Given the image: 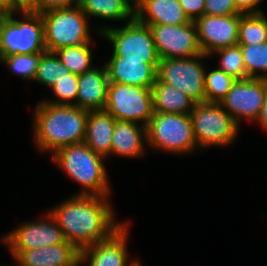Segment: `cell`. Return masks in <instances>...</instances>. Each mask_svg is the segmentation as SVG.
Instances as JSON below:
<instances>
[{"label":"cell","mask_w":267,"mask_h":266,"mask_svg":"<svg viewBox=\"0 0 267 266\" xmlns=\"http://www.w3.org/2000/svg\"><path fill=\"white\" fill-rule=\"evenodd\" d=\"M110 199V196L73 194L48 210L59 224L65 240L80 251L110 238L127 222L117 221Z\"/></svg>","instance_id":"cell-1"},{"label":"cell","mask_w":267,"mask_h":266,"mask_svg":"<svg viewBox=\"0 0 267 266\" xmlns=\"http://www.w3.org/2000/svg\"><path fill=\"white\" fill-rule=\"evenodd\" d=\"M32 113L31 133L39 152L53 155L62 147L84 142L88 110L41 100Z\"/></svg>","instance_id":"cell-2"},{"label":"cell","mask_w":267,"mask_h":266,"mask_svg":"<svg viewBox=\"0 0 267 266\" xmlns=\"http://www.w3.org/2000/svg\"><path fill=\"white\" fill-rule=\"evenodd\" d=\"M52 161L69 178L80 185L81 191L75 195L111 196L105 157L95 153L84 142L58 149Z\"/></svg>","instance_id":"cell-3"},{"label":"cell","mask_w":267,"mask_h":266,"mask_svg":"<svg viewBox=\"0 0 267 266\" xmlns=\"http://www.w3.org/2000/svg\"><path fill=\"white\" fill-rule=\"evenodd\" d=\"M146 128L148 149L179 156L198 151L190 114L154 112Z\"/></svg>","instance_id":"cell-4"},{"label":"cell","mask_w":267,"mask_h":266,"mask_svg":"<svg viewBox=\"0 0 267 266\" xmlns=\"http://www.w3.org/2000/svg\"><path fill=\"white\" fill-rule=\"evenodd\" d=\"M41 17L44 23L46 51L55 52L63 47L94 42V27H91L90 19L79 5L50 9L41 13Z\"/></svg>","instance_id":"cell-5"},{"label":"cell","mask_w":267,"mask_h":266,"mask_svg":"<svg viewBox=\"0 0 267 266\" xmlns=\"http://www.w3.org/2000/svg\"><path fill=\"white\" fill-rule=\"evenodd\" d=\"M94 31L103 40L112 44L110 57H123L126 60H142L151 64L156 70L160 63L153 34L148 25L138 22L136 19L123 26L108 27L103 24Z\"/></svg>","instance_id":"cell-6"},{"label":"cell","mask_w":267,"mask_h":266,"mask_svg":"<svg viewBox=\"0 0 267 266\" xmlns=\"http://www.w3.org/2000/svg\"><path fill=\"white\" fill-rule=\"evenodd\" d=\"M190 117L193 135L200 151L211 146L228 147L234 144L241 131L220 103H195Z\"/></svg>","instance_id":"cell-7"},{"label":"cell","mask_w":267,"mask_h":266,"mask_svg":"<svg viewBox=\"0 0 267 266\" xmlns=\"http://www.w3.org/2000/svg\"><path fill=\"white\" fill-rule=\"evenodd\" d=\"M17 14L18 18H16ZM45 51L44 23L41 13H12L10 19L0 29V57Z\"/></svg>","instance_id":"cell-8"},{"label":"cell","mask_w":267,"mask_h":266,"mask_svg":"<svg viewBox=\"0 0 267 266\" xmlns=\"http://www.w3.org/2000/svg\"><path fill=\"white\" fill-rule=\"evenodd\" d=\"M207 59L210 57L205 54L190 58L160 59L157 78L184 92L196 103L206 102L204 79L207 66L203 62Z\"/></svg>","instance_id":"cell-9"},{"label":"cell","mask_w":267,"mask_h":266,"mask_svg":"<svg viewBox=\"0 0 267 266\" xmlns=\"http://www.w3.org/2000/svg\"><path fill=\"white\" fill-rule=\"evenodd\" d=\"M104 110L116 120L147 126L154 114L151 87L109 82Z\"/></svg>","instance_id":"cell-10"},{"label":"cell","mask_w":267,"mask_h":266,"mask_svg":"<svg viewBox=\"0 0 267 266\" xmlns=\"http://www.w3.org/2000/svg\"><path fill=\"white\" fill-rule=\"evenodd\" d=\"M44 213L43 217L22 222L0 236V241L9 248V254L13 259L21 251L53 246L66 241L55 218L49 211Z\"/></svg>","instance_id":"cell-11"},{"label":"cell","mask_w":267,"mask_h":266,"mask_svg":"<svg viewBox=\"0 0 267 266\" xmlns=\"http://www.w3.org/2000/svg\"><path fill=\"white\" fill-rule=\"evenodd\" d=\"M265 96V78L238 79L219 102L241 128V122L255 123L261 112Z\"/></svg>","instance_id":"cell-12"},{"label":"cell","mask_w":267,"mask_h":266,"mask_svg":"<svg viewBox=\"0 0 267 266\" xmlns=\"http://www.w3.org/2000/svg\"><path fill=\"white\" fill-rule=\"evenodd\" d=\"M160 59L202 55L194 21L181 25H148Z\"/></svg>","instance_id":"cell-13"},{"label":"cell","mask_w":267,"mask_h":266,"mask_svg":"<svg viewBox=\"0 0 267 266\" xmlns=\"http://www.w3.org/2000/svg\"><path fill=\"white\" fill-rule=\"evenodd\" d=\"M131 219L118 229L110 238L97 242L79 253V266H143L137 258L129 260L128 244Z\"/></svg>","instance_id":"cell-14"},{"label":"cell","mask_w":267,"mask_h":266,"mask_svg":"<svg viewBox=\"0 0 267 266\" xmlns=\"http://www.w3.org/2000/svg\"><path fill=\"white\" fill-rule=\"evenodd\" d=\"M244 14L202 15L195 21L200 48L205 55L238 45L240 18Z\"/></svg>","instance_id":"cell-15"},{"label":"cell","mask_w":267,"mask_h":266,"mask_svg":"<svg viewBox=\"0 0 267 266\" xmlns=\"http://www.w3.org/2000/svg\"><path fill=\"white\" fill-rule=\"evenodd\" d=\"M147 146L146 126L133 121H115L110 156L141 158L147 153Z\"/></svg>","instance_id":"cell-16"},{"label":"cell","mask_w":267,"mask_h":266,"mask_svg":"<svg viewBox=\"0 0 267 266\" xmlns=\"http://www.w3.org/2000/svg\"><path fill=\"white\" fill-rule=\"evenodd\" d=\"M79 253L74 245L65 241L21 251L13 261L16 266H79Z\"/></svg>","instance_id":"cell-17"},{"label":"cell","mask_w":267,"mask_h":266,"mask_svg":"<svg viewBox=\"0 0 267 266\" xmlns=\"http://www.w3.org/2000/svg\"><path fill=\"white\" fill-rule=\"evenodd\" d=\"M109 84L107 69L96 65L87 72L78 75L76 106L88 111L103 110L107 102Z\"/></svg>","instance_id":"cell-18"},{"label":"cell","mask_w":267,"mask_h":266,"mask_svg":"<svg viewBox=\"0 0 267 266\" xmlns=\"http://www.w3.org/2000/svg\"><path fill=\"white\" fill-rule=\"evenodd\" d=\"M109 82L140 87H152L157 79V70L142 60H126L123 57H110L104 63Z\"/></svg>","instance_id":"cell-19"},{"label":"cell","mask_w":267,"mask_h":266,"mask_svg":"<svg viewBox=\"0 0 267 266\" xmlns=\"http://www.w3.org/2000/svg\"><path fill=\"white\" fill-rule=\"evenodd\" d=\"M135 19L145 25H181L189 22L179 0H145L135 9Z\"/></svg>","instance_id":"cell-20"},{"label":"cell","mask_w":267,"mask_h":266,"mask_svg":"<svg viewBox=\"0 0 267 266\" xmlns=\"http://www.w3.org/2000/svg\"><path fill=\"white\" fill-rule=\"evenodd\" d=\"M116 119L106 110L88 113L84 143L95 153L109 158Z\"/></svg>","instance_id":"cell-21"},{"label":"cell","mask_w":267,"mask_h":266,"mask_svg":"<svg viewBox=\"0 0 267 266\" xmlns=\"http://www.w3.org/2000/svg\"><path fill=\"white\" fill-rule=\"evenodd\" d=\"M151 91L154 112L190 114L196 103L184 92L161 82L158 78Z\"/></svg>","instance_id":"cell-22"},{"label":"cell","mask_w":267,"mask_h":266,"mask_svg":"<svg viewBox=\"0 0 267 266\" xmlns=\"http://www.w3.org/2000/svg\"><path fill=\"white\" fill-rule=\"evenodd\" d=\"M80 8L90 18L110 21H125L135 19V9L127 0H79Z\"/></svg>","instance_id":"cell-23"},{"label":"cell","mask_w":267,"mask_h":266,"mask_svg":"<svg viewBox=\"0 0 267 266\" xmlns=\"http://www.w3.org/2000/svg\"><path fill=\"white\" fill-rule=\"evenodd\" d=\"M93 43L63 47L56 50L55 53L62 64L69 69L70 73L81 75L95 66L93 64V49L91 48Z\"/></svg>","instance_id":"cell-24"},{"label":"cell","mask_w":267,"mask_h":266,"mask_svg":"<svg viewBox=\"0 0 267 266\" xmlns=\"http://www.w3.org/2000/svg\"><path fill=\"white\" fill-rule=\"evenodd\" d=\"M267 41V16L246 14L240 18L238 44L255 45Z\"/></svg>","instance_id":"cell-25"},{"label":"cell","mask_w":267,"mask_h":266,"mask_svg":"<svg viewBox=\"0 0 267 266\" xmlns=\"http://www.w3.org/2000/svg\"><path fill=\"white\" fill-rule=\"evenodd\" d=\"M68 74H70L69 69L62 64L56 53L45 51L41 53L33 82L51 88L57 81L67 77Z\"/></svg>","instance_id":"cell-26"},{"label":"cell","mask_w":267,"mask_h":266,"mask_svg":"<svg viewBox=\"0 0 267 266\" xmlns=\"http://www.w3.org/2000/svg\"><path fill=\"white\" fill-rule=\"evenodd\" d=\"M248 78H267V41L261 44H238Z\"/></svg>","instance_id":"cell-27"},{"label":"cell","mask_w":267,"mask_h":266,"mask_svg":"<svg viewBox=\"0 0 267 266\" xmlns=\"http://www.w3.org/2000/svg\"><path fill=\"white\" fill-rule=\"evenodd\" d=\"M219 55V56H218ZM219 57L217 68L232 76L236 80L248 78L240 45L230 46L215 50L209 55Z\"/></svg>","instance_id":"cell-28"},{"label":"cell","mask_w":267,"mask_h":266,"mask_svg":"<svg viewBox=\"0 0 267 266\" xmlns=\"http://www.w3.org/2000/svg\"><path fill=\"white\" fill-rule=\"evenodd\" d=\"M205 71V97L206 102L219 103L232 88L235 78L224 71L215 68Z\"/></svg>","instance_id":"cell-29"},{"label":"cell","mask_w":267,"mask_h":266,"mask_svg":"<svg viewBox=\"0 0 267 266\" xmlns=\"http://www.w3.org/2000/svg\"><path fill=\"white\" fill-rule=\"evenodd\" d=\"M41 53L16 54L9 57H0L2 62L12 74L24 81H33L37 73Z\"/></svg>","instance_id":"cell-30"},{"label":"cell","mask_w":267,"mask_h":266,"mask_svg":"<svg viewBox=\"0 0 267 266\" xmlns=\"http://www.w3.org/2000/svg\"><path fill=\"white\" fill-rule=\"evenodd\" d=\"M50 89L55 98H45L42 101L52 104L75 105L78 92V75L70 73L67 77L57 81Z\"/></svg>","instance_id":"cell-31"},{"label":"cell","mask_w":267,"mask_h":266,"mask_svg":"<svg viewBox=\"0 0 267 266\" xmlns=\"http://www.w3.org/2000/svg\"><path fill=\"white\" fill-rule=\"evenodd\" d=\"M204 14L211 16H224L239 13L233 0H205Z\"/></svg>","instance_id":"cell-32"},{"label":"cell","mask_w":267,"mask_h":266,"mask_svg":"<svg viewBox=\"0 0 267 266\" xmlns=\"http://www.w3.org/2000/svg\"><path fill=\"white\" fill-rule=\"evenodd\" d=\"M183 12L189 21H196L204 15L205 0H179Z\"/></svg>","instance_id":"cell-33"},{"label":"cell","mask_w":267,"mask_h":266,"mask_svg":"<svg viewBox=\"0 0 267 266\" xmlns=\"http://www.w3.org/2000/svg\"><path fill=\"white\" fill-rule=\"evenodd\" d=\"M264 0H233L236 10L241 14H262L260 5Z\"/></svg>","instance_id":"cell-34"},{"label":"cell","mask_w":267,"mask_h":266,"mask_svg":"<svg viewBox=\"0 0 267 266\" xmlns=\"http://www.w3.org/2000/svg\"><path fill=\"white\" fill-rule=\"evenodd\" d=\"M10 9L13 13H39V0H10Z\"/></svg>","instance_id":"cell-35"},{"label":"cell","mask_w":267,"mask_h":266,"mask_svg":"<svg viewBox=\"0 0 267 266\" xmlns=\"http://www.w3.org/2000/svg\"><path fill=\"white\" fill-rule=\"evenodd\" d=\"M79 4V0H39V13L50 9L68 8Z\"/></svg>","instance_id":"cell-36"},{"label":"cell","mask_w":267,"mask_h":266,"mask_svg":"<svg viewBox=\"0 0 267 266\" xmlns=\"http://www.w3.org/2000/svg\"><path fill=\"white\" fill-rule=\"evenodd\" d=\"M257 125L261 126L262 130L267 132V78H265V96L264 103L259 114L257 121L255 122Z\"/></svg>","instance_id":"cell-37"},{"label":"cell","mask_w":267,"mask_h":266,"mask_svg":"<svg viewBox=\"0 0 267 266\" xmlns=\"http://www.w3.org/2000/svg\"><path fill=\"white\" fill-rule=\"evenodd\" d=\"M12 13L10 5H0V29L10 19Z\"/></svg>","instance_id":"cell-38"},{"label":"cell","mask_w":267,"mask_h":266,"mask_svg":"<svg viewBox=\"0 0 267 266\" xmlns=\"http://www.w3.org/2000/svg\"><path fill=\"white\" fill-rule=\"evenodd\" d=\"M129 4L136 9L141 3H143L145 0H127Z\"/></svg>","instance_id":"cell-39"},{"label":"cell","mask_w":267,"mask_h":266,"mask_svg":"<svg viewBox=\"0 0 267 266\" xmlns=\"http://www.w3.org/2000/svg\"><path fill=\"white\" fill-rule=\"evenodd\" d=\"M0 5H10V0H0Z\"/></svg>","instance_id":"cell-40"},{"label":"cell","mask_w":267,"mask_h":266,"mask_svg":"<svg viewBox=\"0 0 267 266\" xmlns=\"http://www.w3.org/2000/svg\"><path fill=\"white\" fill-rule=\"evenodd\" d=\"M0 266H16L14 263L12 264V265H8V264H6V265H3V264H1Z\"/></svg>","instance_id":"cell-41"}]
</instances>
